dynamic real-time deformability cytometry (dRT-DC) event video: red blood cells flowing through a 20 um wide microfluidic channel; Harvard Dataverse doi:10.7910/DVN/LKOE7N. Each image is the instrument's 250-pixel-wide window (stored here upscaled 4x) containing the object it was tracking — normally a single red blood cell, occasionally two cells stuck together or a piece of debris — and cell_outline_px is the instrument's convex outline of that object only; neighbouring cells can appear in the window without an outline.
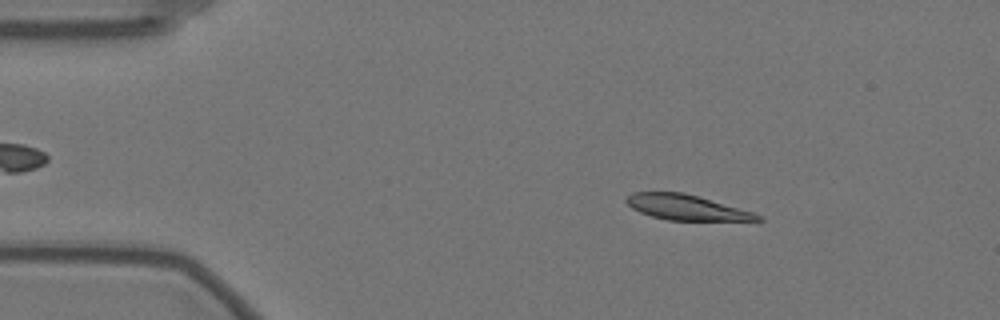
{"species": "Egyptian fruit bat (a non-hibernating species)", "species_latin": "Rousettus aegyptiacus", "temperature_condition": "warm", "stored_images_in_passage": 56, "camera_frame_rate_fps": 3000, "um_per_image_px": 0.085, "animal": {"sex": "female"}, "frame": {"image": 1, "passage_image": 8, "time_ms": 2.333, "image_size_px": [1000, 320], "cell_outline_px": [[764, 220], [668, 220], [652, 216], [640, 212], [632, 208], [624, 200], [632, 192], [684, 192], [752, 212], [760, 216]], "centroid_in_image_um": [58.27, 17.62], "position_along_channel_um": 26.7, "area_um2": 18.9}}
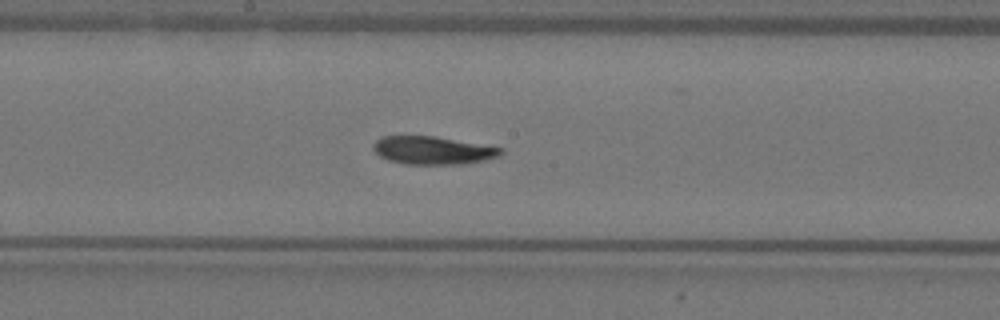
{"frame": {"image": 2, "passage_image": 29, "time_ms": 9.333, "image_size_px": [1000, 320], "cell_outline_px": [[504, 152], [500, 156], [484, 160], [464, 164], [404, 164], [388, 160], [380, 156], [372, 148], [372, 144], [380, 136], [436, 136], [504, 148]], "centroid_in_image_um": [36.79, 12.78], "position_along_channel_um": 211.4, "area_um2": 20.98}}
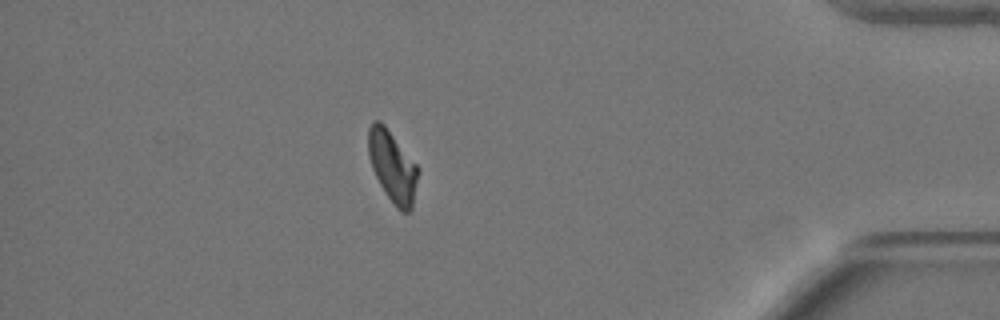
{"frame": {"image": 3, "passage_image": 49, "time_ms": 16.0, "image_size_px": [1000, 320], "cell_outline_px": [[420, 172], [412, 208], [408, 212], [400, 212], [396, 208], [384, 192], [372, 168], [368, 156], [368, 128], [372, 120], [380, 120], [384, 124], [420, 168]], "centroid_in_image_um": [33.37, 14.16], "position_along_channel_um": 401.8, "area_um2": 20.98}, "authors_computed_cell_mechanics": {"area_um2": 20.9814, "velocity_mm_per_s": 3.5085, "shape_relaxation_time_tau1_ms": 6.6917, "shape_relaxation_time_tau2_ms": 4.3349, "deformation_change_tau1": 0.194, "deformation_change_tau2": 0.0836}}